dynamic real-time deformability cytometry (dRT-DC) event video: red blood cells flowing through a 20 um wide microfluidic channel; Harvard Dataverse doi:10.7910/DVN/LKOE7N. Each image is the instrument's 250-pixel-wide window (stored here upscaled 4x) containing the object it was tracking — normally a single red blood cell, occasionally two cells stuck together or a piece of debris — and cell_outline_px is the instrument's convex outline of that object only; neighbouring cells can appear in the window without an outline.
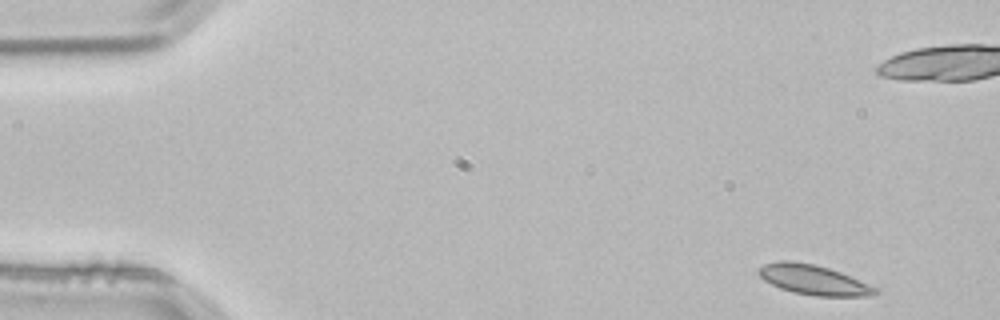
{"species": "common noctule bat (a hibernating species)", "species_latin": "Nyctalus noctula", "temperature_condition": "room temperature", "stored_images_in_passage": 4, "camera_frame_rate_fps": 3000, "um_per_image_px": 0.085, "animal": {"sex": "male", "body_mass_g": 21.5, "forearm_length_mm": 52.0}, "frame": {"image": 1, "passage_image": 1, "time_ms": 0.0, "image_size_px": [1000, 320], "cell_outline_px": [[880, 292], [872, 296], [816, 296], [792, 292], [780, 288], [764, 280], [756, 272], [764, 264], [780, 260], [788, 260], [812, 264], [828, 268], [840, 272], [880, 288]], "centroid_in_image_um": [69.19, 23.8], "position_along_channel_um": 15.8, "area_um2": 20.35}}